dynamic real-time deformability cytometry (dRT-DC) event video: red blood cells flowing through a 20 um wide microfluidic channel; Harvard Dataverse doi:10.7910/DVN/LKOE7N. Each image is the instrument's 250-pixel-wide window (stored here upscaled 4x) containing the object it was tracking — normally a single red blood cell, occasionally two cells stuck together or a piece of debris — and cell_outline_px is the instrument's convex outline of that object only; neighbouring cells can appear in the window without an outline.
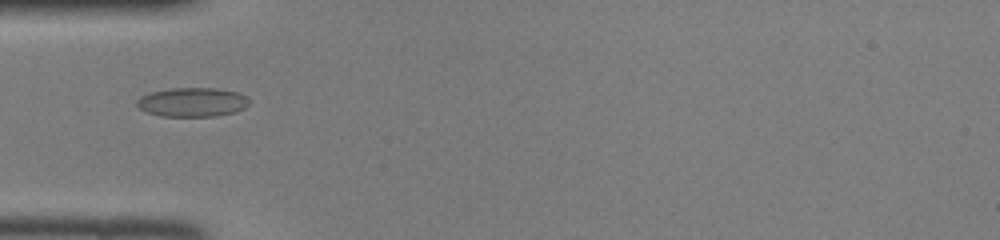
{"species": "common noctule bat (a hibernating species)", "species_latin": "Nyctalus noctula", "temperature_condition": "room temperature", "stored_images_in_passage": 33, "camera_frame_rate_fps": 3000, "um_per_image_px": 0.085, "animal": {"sex": "female", "body_mass_g": 22.0, "forearm_length_mm": 56.7}, "frame": {"image": 1, "passage_image": 1, "time_ms": 0.0, "image_size_px": [1000, 240], "cell_outline_px": [[248, 104], [244, 108], [232, 112], [216, 116], [160, 116], [148, 112], [140, 108], [136, 104], [136, 100], [140, 96], [152, 92], [172, 88], [216, 88], [236, 92], [244, 96], [248, 100]], "centroid_in_image_um": [16.31, 8.68], "position_along_channel_um": 68.7, "area_um2": 18.79}}
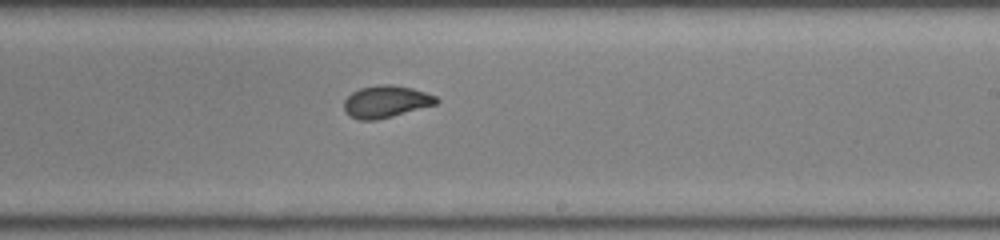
{"frame": {"image": 2, "passage_image": 14, "time_ms": 4.333, "image_size_px": [1000, 240], "cell_outline_px": [[440, 100], [436, 104], [392, 116], [376, 120], [360, 120], [344, 112], [344, 100], [352, 92], [360, 88], [376, 84], [392, 84], [412, 88], [436, 96]], "centroid_in_image_um": [32.79, 8.62], "position_along_channel_um": 256.2, "area_um2": 17.22}}
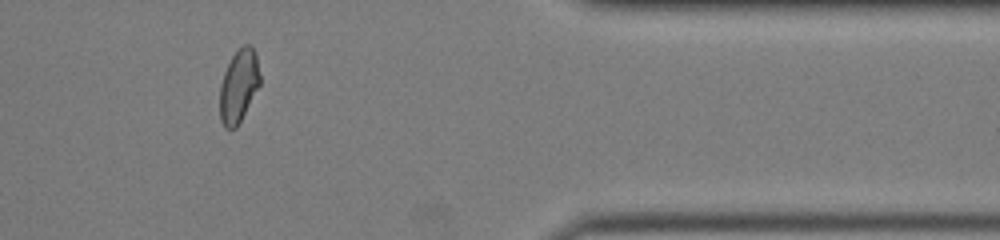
{"frame": {"image": 3, "passage_image": 25, "time_ms": 8.0, "image_size_px": [1000, 240], "cell_outline_px": [[260, 84], [236, 128], [224, 128], [220, 120], [220, 84], [224, 72], [232, 56], [244, 44], [248, 44], [256, 52], [260, 76]], "centroid_in_image_um": [20.28, 7.3], "position_along_channel_um": 391.1, "area_um2": 16.88}}